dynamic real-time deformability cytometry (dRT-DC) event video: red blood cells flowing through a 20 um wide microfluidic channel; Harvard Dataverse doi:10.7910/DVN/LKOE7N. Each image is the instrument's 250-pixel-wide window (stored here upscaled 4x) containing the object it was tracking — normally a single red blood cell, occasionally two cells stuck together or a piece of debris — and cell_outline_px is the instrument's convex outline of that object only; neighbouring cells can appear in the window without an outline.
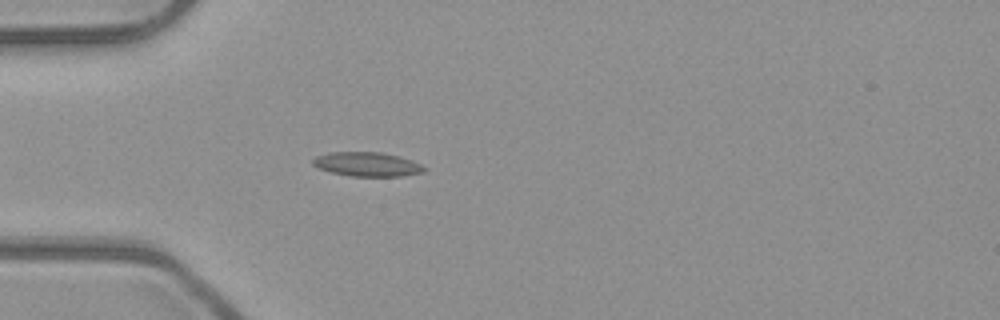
{"species": "common noctule bat (a hibernating species)", "species_latin": "Nyctalus noctula", "temperature_condition": "room temperature", "stored_images_in_passage": 52, "camera_frame_rate_fps": 3000, "um_per_image_px": 0.085, "animal": {"sex": "male", "body_mass_g": 23.1, "forearm_length_mm": 52.7}, "frame": {"image": 1, "passage_image": 15, "time_ms": 4.667, "image_size_px": [1000, 320], "cell_outline_px": [[428, 168], [424, 172], [404, 176], [352, 176], [332, 172], [320, 168], [312, 164], [312, 160], [316, 156], [328, 152], [380, 152], [400, 156], [412, 160]], "centroid_in_image_um": [31.25, 13.95], "position_along_channel_um": 53.8, "area_um2": 15.72}}
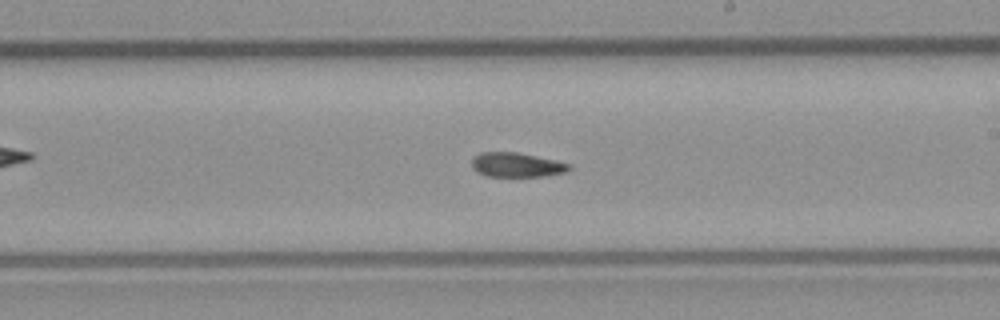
{"frame": {"image": 2, "passage_image": 30, "time_ms": 9.667, "image_size_px": [1000, 320], "cell_outline_px": [[572, 168], [568, 172], [544, 176], [488, 176], [476, 172], [472, 168], [472, 160], [480, 152], [516, 152], [556, 160], [572, 164]], "centroid_in_image_um": [43.95, 14.02], "position_along_channel_um": 245.0, "area_um2": 13.93}}
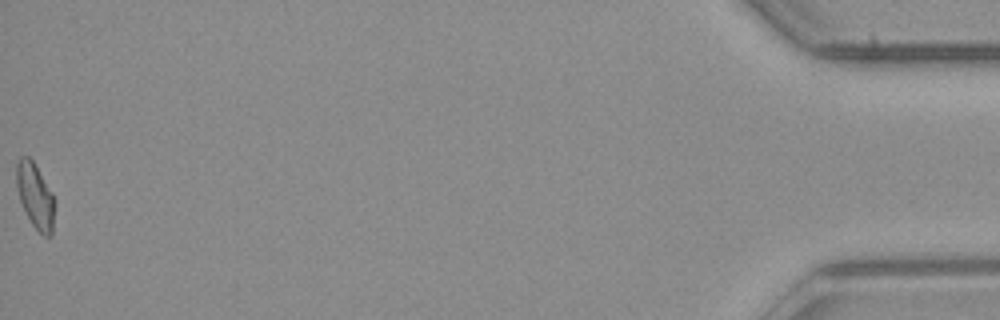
{"frame": {"image": 3, "passage_image": 52, "time_ms": 17.0, "image_size_px": [1000, 320], "cell_outline_px": [[56, 204], [52, 236], [44, 236], [32, 224], [20, 200], [16, 188], [16, 164], [20, 156], [28, 156], [32, 160], [52, 192]], "centroid_in_image_um": [3.01, 16.65], "position_along_channel_um": 432.2, "area_um2": 14.57}}